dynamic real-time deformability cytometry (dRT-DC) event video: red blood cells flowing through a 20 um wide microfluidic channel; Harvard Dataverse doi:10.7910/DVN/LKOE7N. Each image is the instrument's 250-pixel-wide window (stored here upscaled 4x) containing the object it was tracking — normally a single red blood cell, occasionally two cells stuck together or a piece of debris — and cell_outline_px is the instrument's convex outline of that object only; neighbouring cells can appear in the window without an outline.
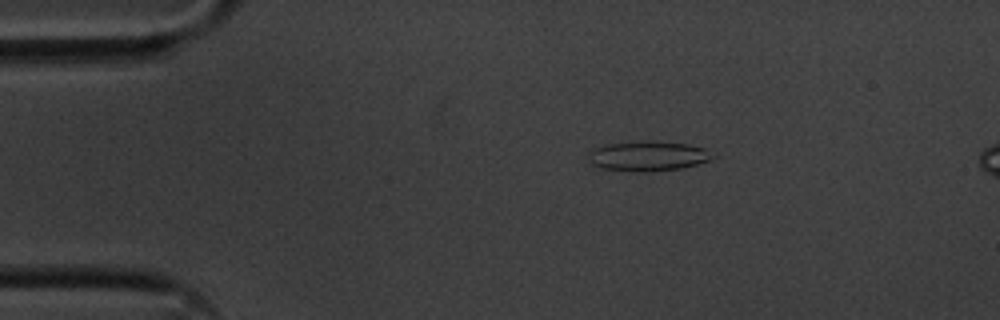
{"species": "common noctule bat (a hibernating species)", "species_latin": "Nyctalus noctula", "temperature_condition": "cold", "stored_images_in_passage": 46, "camera_frame_rate_fps": 3000, "um_per_image_px": 0.085, "animal": {"sex": "male", "body_mass_g": 20.1, "forearm_length_mm": 53.5}, "frame": {"image": 1, "passage_image": 1, "time_ms": 0.0, "image_size_px": [1000, 320], "cell_outline_px": [[716, 156], [712, 160], [680, 168], [644, 172], [636, 172], [604, 168], [592, 164], [588, 152], [596, 148], [608, 144], [648, 140], [656, 140], [688, 144], [704, 148]], "centroid_in_image_um": [55.13, 13.25], "position_along_channel_um": 29.9, "area_um2": 21.56}}
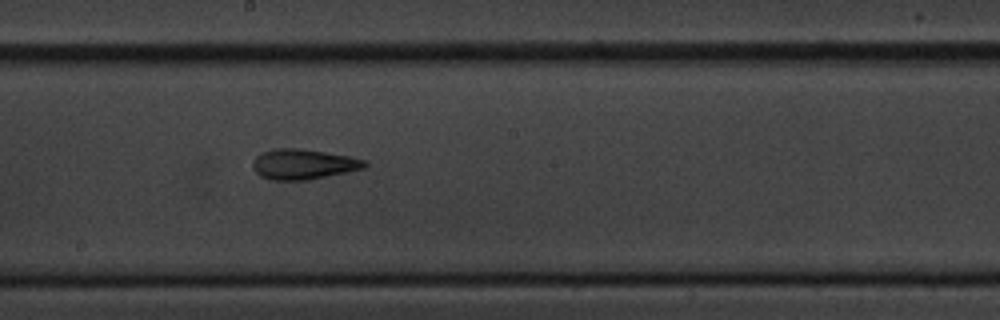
{"frame": {"image": 2, "passage_image": 21, "time_ms": 6.667, "image_size_px": [1000, 320], "cell_outline_px": [[368, 164], [364, 168], [308, 180], [272, 180], [260, 176], [252, 168], [252, 160], [260, 152], [276, 148], [300, 148], [348, 156], [368, 160]], "centroid_in_image_um": [25.75, 13.95], "position_along_channel_um": 222.5, "area_um2": 19.83}}
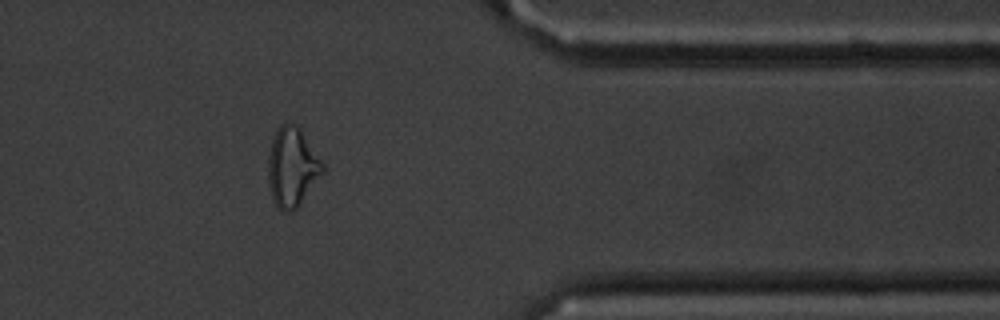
{"frame": {"image": 3, "passage_image": 36, "time_ms": 11.667, "image_size_px": [1000, 320], "cell_outline_px": [[324, 172], [300, 204], [292, 212], [284, 212], [272, 200], [268, 184], [268, 156], [272, 136], [276, 128], [280, 124], [288, 120], [296, 124], [300, 128], [324, 164]], "centroid_in_image_um": [24.81, 14.16], "position_along_channel_um": 386.6, "area_um2": 25.55}, "authors_computed_cell_mechanics": {"area_um2": 20.1144, "velocity_mm_per_s": 3.6112, "shape_relaxation_time_tau1_ms": 5.2727, "shape_relaxation_time_tau2_ms": 3.6649, "deformation_change_tau1": 0.1548, "deformation_change_tau2": 0.1244}}